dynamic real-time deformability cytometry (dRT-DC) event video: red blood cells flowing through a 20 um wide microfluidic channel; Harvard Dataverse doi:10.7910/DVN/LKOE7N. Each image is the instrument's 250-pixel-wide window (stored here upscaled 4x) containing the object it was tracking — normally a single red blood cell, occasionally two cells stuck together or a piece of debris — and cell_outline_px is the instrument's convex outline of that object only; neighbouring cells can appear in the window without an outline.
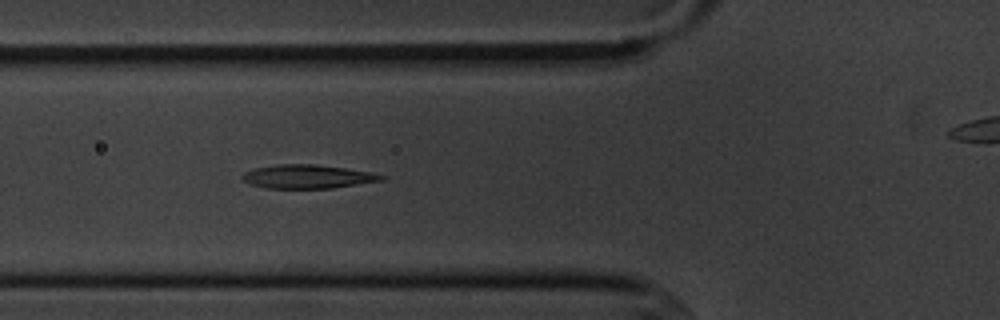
{"species": "common noctule bat (a hibernating species)", "species_latin": "Nyctalus noctula", "temperature_condition": "cold", "stored_images_in_passage": 7, "segment_of_instrument_passage": [1, 2], "camera_frame_rate_fps": 3000, "um_per_image_px": 0.085, "animal": {"sex": "male", "body_mass_g": 20.1, "forearm_length_mm": 53.5}, "frame": {"image": 1, "passage_image": 6, "time_ms": 5.667, "image_size_px": [1000, 320], "cell_outline_px": [[388, 176], [384, 180], [332, 188], [268, 188], [252, 184], [244, 180], [240, 176], [244, 172], [256, 168], [276, 164], [316, 164], [344, 168], [368, 172]], "centroid_in_image_um": [26.15, 15.0], "position_along_channel_um": 99.6, "area_um2": 19.02}}